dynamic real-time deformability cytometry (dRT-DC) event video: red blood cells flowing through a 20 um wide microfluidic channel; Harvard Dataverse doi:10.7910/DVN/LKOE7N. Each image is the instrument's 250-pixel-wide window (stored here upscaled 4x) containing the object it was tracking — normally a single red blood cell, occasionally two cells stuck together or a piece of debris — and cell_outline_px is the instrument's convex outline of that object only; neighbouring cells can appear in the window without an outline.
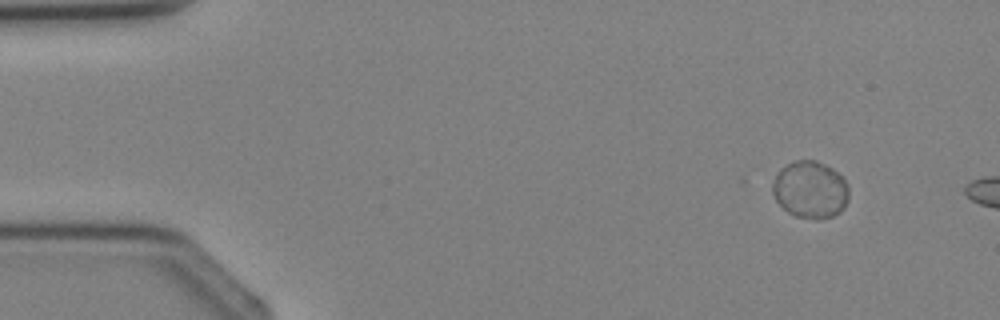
{"species": "Egyptian fruit bat (a non-hibernating species)", "species_latin": "Rousettus aegyptiacus", "temperature_condition": "cold", "stored_images_in_passage": 2, "camera_frame_rate_fps": 3000, "um_per_image_px": 0.085, "animal": {"sex": "female"}, "frame": {"image": 1, "passage_image": 1, "time_ms": 0.0, "image_size_px": [1000, 320], "cell_outline_px": [[848, 200], [844, 208], [840, 212], [832, 216], [820, 220], [816, 220], [796, 216], [788, 212], [776, 200], [772, 192], [772, 184], [780, 168], [796, 160], [816, 160], [832, 168], [848, 184]], "centroid_in_image_um": [68.88, 16.13], "position_along_channel_um": 16.1, "area_um2": 25.43}}